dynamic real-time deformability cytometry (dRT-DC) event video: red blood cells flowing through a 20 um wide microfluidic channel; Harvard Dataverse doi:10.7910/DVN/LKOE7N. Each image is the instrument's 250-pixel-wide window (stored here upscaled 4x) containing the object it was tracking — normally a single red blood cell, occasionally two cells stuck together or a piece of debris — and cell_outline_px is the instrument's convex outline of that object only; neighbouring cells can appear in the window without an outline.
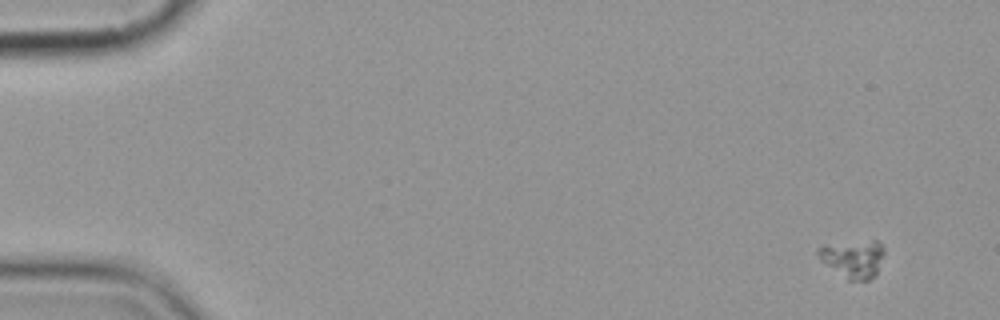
{"species": "common noctule bat (a hibernating species)", "species_latin": "Nyctalus noctula", "temperature_condition": "cold", "stored_images_in_passage": 11, "camera_frame_rate_fps": 3000, "um_per_image_px": 0.085, "animal": {"sex": "female", "body_mass_g": 19.9}, "frame": {"image": 1, "passage_image": 1, "time_ms": 0.0, "image_size_px": [1000, 320], "cell_outline_px": [[884, 252], [876, 272], [868, 280], [848, 280], [820, 260], [816, 252], [816, 248], [824, 244], [872, 240], [876, 240], [884, 248]], "centroid_in_image_um": [72.47, 21.96], "position_along_channel_um": 12.5, "area_um2": 14.39}}
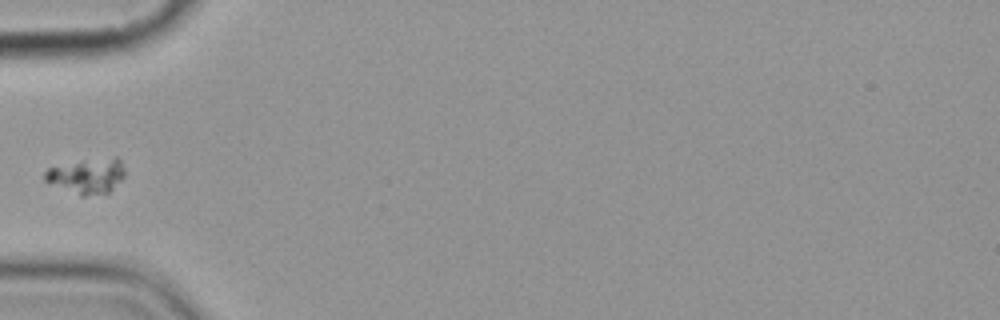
{"frame": {"image": 2, "passage_image": 5, "time_ms": 5.667, "image_size_px": [1000, 320], "cell_outline_px": [[124, 176], [108, 192], [84, 196], [80, 196], [44, 180], [44, 172], [48, 168], [112, 156], [116, 156], [120, 160], [124, 168]], "centroid_in_image_um": [7.41, 14.96], "position_along_channel_um": 77.6, "area_um2": 15.84}}
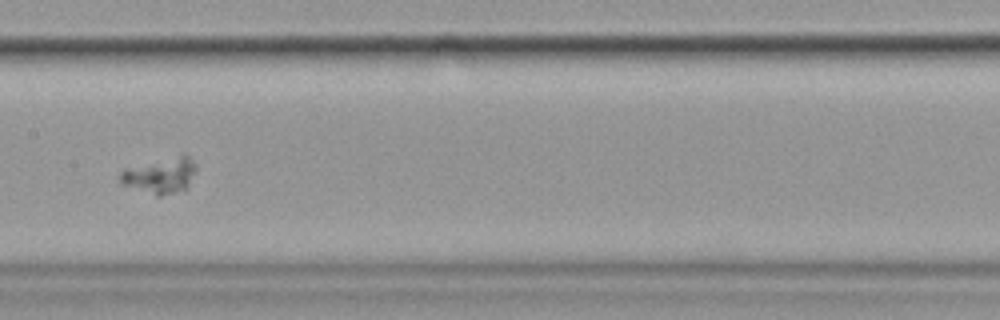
{"frame": {"image": 3, "passage_image": 8, "time_ms": 9.0, "image_size_px": [1000, 320], "cell_outline_px": [[196, 168], [184, 188], [160, 196], [156, 196], [120, 184], [120, 172], [124, 168], [184, 152], [196, 164]], "centroid_in_image_um": [13.57, 14.86], "position_along_channel_um": 193.8, "area_um2": 15.84}}